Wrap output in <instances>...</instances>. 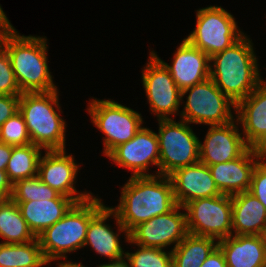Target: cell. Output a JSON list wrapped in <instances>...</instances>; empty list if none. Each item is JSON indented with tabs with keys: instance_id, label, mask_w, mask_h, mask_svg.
I'll return each mask as SVG.
<instances>
[{
	"instance_id": "cell-1",
	"label": "cell",
	"mask_w": 266,
	"mask_h": 267,
	"mask_svg": "<svg viewBox=\"0 0 266 267\" xmlns=\"http://www.w3.org/2000/svg\"><path fill=\"white\" fill-rule=\"evenodd\" d=\"M176 205L170 177L153 175L130 177L121 188L119 205L111 209L118 231L125 232L127 242L134 227L168 213Z\"/></svg>"
},
{
	"instance_id": "cell-2",
	"label": "cell",
	"mask_w": 266,
	"mask_h": 267,
	"mask_svg": "<svg viewBox=\"0 0 266 267\" xmlns=\"http://www.w3.org/2000/svg\"><path fill=\"white\" fill-rule=\"evenodd\" d=\"M0 46L7 52L21 93L51 92L57 89L47 61V39L19 35L16 29L0 34Z\"/></svg>"
},
{
	"instance_id": "cell-3",
	"label": "cell",
	"mask_w": 266,
	"mask_h": 267,
	"mask_svg": "<svg viewBox=\"0 0 266 267\" xmlns=\"http://www.w3.org/2000/svg\"><path fill=\"white\" fill-rule=\"evenodd\" d=\"M253 43L244 34L224 51L210 57V78L236 105L263 81ZM214 67V69H213Z\"/></svg>"
},
{
	"instance_id": "cell-4",
	"label": "cell",
	"mask_w": 266,
	"mask_h": 267,
	"mask_svg": "<svg viewBox=\"0 0 266 267\" xmlns=\"http://www.w3.org/2000/svg\"><path fill=\"white\" fill-rule=\"evenodd\" d=\"M58 89L22 93L19 112L23 115L31 143L43 150H64L66 122L61 118ZM57 111H56V109Z\"/></svg>"
},
{
	"instance_id": "cell-5",
	"label": "cell",
	"mask_w": 266,
	"mask_h": 267,
	"mask_svg": "<svg viewBox=\"0 0 266 267\" xmlns=\"http://www.w3.org/2000/svg\"><path fill=\"white\" fill-rule=\"evenodd\" d=\"M104 206L101 198L93 195L76 203L64 217L40 233L37 238L47 262L66 259V253L84 247L88 224Z\"/></svg>"
},
{
	"instance_id": "cell-6",
	"label": "cell",
	"mask_w": 266,
	"mask_h": 267,
	"mask_svg": "<svg viewBox=\"0 0 266 267\" xmlns=\"http://www.w3.org/2000/svg\"><path fill=\"white\" fill-rule=\"evenodd\" d=\"M159 123V175L199 162L200 140L184 120L157 119Z\"/></svg>"
},
{
	"instance_id": "cell-7",
	"label": "cell",
	"mask_w": 266,
	"mask_h": 267,
	"mask_svg": "<svg viewBox=\"0 0 266 267\" xmlns=\"http://www.w3.org/2000/svg\"><path fill=\"white\" fill-rule=\"evenodd\" d=\"M87 108L92 123L103 133L106 157L119 145L131 140L142 128L143 118L139 112L114 100L93 99Z\"/></svg>"
},
{
	"instance_id": "cell-8",
	"label": "cell",
	"mask_w": 266,
	"mask_h": 267,
	"mask_svg": "<svg viewBox=\"0 0 266 267\" xmlns=\"http://www.w3.org/2000/svg\"><path fill=\"white\" fill-rule=\"evenodd\" d=\"M189 92L184 109L181 111V120L189 124H206L209 126L225 125L233 120L231 108L236 111L233 103L209 77L182 91V99Z\"/></svg>"
},
{
	"instance_id": "cell-9",
	"label": "cell",
	"mask_w": 266,
	"mask_h": 267,
	"mask_svg": "<svg viewBox=\"0 0 266 267\" xmlns=\"http://www.w3.org/2000/svg\"><path fill=\"white\" fill-rule=\"evenodd\" d=\"M196 12V28L185 39L209 57L224 51L244 35L234 16L221 6H209Z\"/></svg>"
},
{
	"instance_id": "cell-10",
	"label": "cell",
	"mask_w": 266,
	"mask_h": 267,
	"mask_svg": "<svg viewBox=\"0 0 266 267\" xmlns=\"http://www.w3.org/2000/svg\"><path fill=\"white\" fill-rule=\"evenodd\" d=\"M188 233L218 241L232 235V196L221 194L186 203Z\"/></svg>"
},
{
	"instance_id": "cell-11",
	"label": "cell",
	"mask_w": 266,
	"mask_h": 267,
	"mask_svg": "<svg viewBox=\"0 0 266 267\" xmlns=\"http://www.w3.org/2000/svg\"><path fill=\"white\" fill-rule=\"evenodd\" d=\"M142 82L150 110L158 119H172L179 112L182 91L164 64L150 52L149 62L142 70Z\"/></svg>"
},
{
	"instance_id": "cell-12",
	"label": "cell",
	"mask_w": 266,
	"mask_h": 267,
	"mask_svg": "<svg viewBox=\"0 0 266 267\" xmlns=\"http://www.w3.org/2000/svg\"><path fill=\"white\" fill-rule=\"evenodd\" d=\"M184 207L176 205L166 214L158 215L134 227L129 232L128 243L164 249L171 244L174 249L189 233Z\"/></svg>"
},
{
	"instance_id": "cell-13",
	"label": "cell",
	"mask_w": 266,
	"mask_h": 267,
	"mask_svg": "<svg viewBox=\"0 0 266 267\" xmlns=\"http://www.w3.org/2000/svg\"><path fill=\"white\" fill-rule=\"evenodd\" d=\"M65 150H45V155L39 159L37 176L61 195L77 203L86 201L92 197V193L76 190L74 184L79 165L72 154L66 155Z\"/></svg>"
},
{
	"instance_id": "cell-14",
	"label": "cell",
	"mask_w": 266,
	"mask_h": 267,
	"mask_svg": "<svg viewBox=\"0 0 266 267\" xmlns=\"http://www.w3.org/2000/svg\"><path fill=\"white\" fill-rule=\"evenodd\" d=\"M159 141L157 133L147 127H142L136 135L117 146L107 157L117 166L132 170L131 177L153 176L148 172L151 165L158 166L159 175Z\"/></svg>"
},
{
	"instance_id": "cell-15",
	"label": "cell",
	"mask_w": 266,
	"mask_h": 267,
	"mask_svg": "<svg viewBox=\"0 0 266 267\" xmlns=\"http://www.w3.org/2000/svg\"><path fill=\"white\" fill-rule=\"evenodd\" d=\"M238 124L236 119L225 125L210 126L204 142L199 143V161L210 166L241 157L250 147L242 132L239 133Z\"/></svg>"
},
{
	"instance_id": "cell-16",
	"label": "cell",
	"mask_w": 266,
	"mask_h": 267,
	"mask_svg": "<svg viewBox=\"0 0 266 267\" xmlns=\"http://www.w3.org/2000/svg\"><path fill=\"white\" fill-rule=\"evenodd\" d=\"M265 155L249 148L241 157L208 166L219 191L229 196L249 191L254 168Z\"/></svg>"
},
{
	"instance_id": "cell-17",
	"label": "cell",
	"mask_w": 266,
	"mask_h": 267,
	"mask_svg": "<svg viewBox=\"0 0 266 267\" xmlns=\"http://www.w3.org/2000/svg\"><path fill=\"white\" fill-rule=\"evenodd\" d=\"M236 114L247 145L266 152V81L236 105Z\"/></svg>"
},
{
	"instance_id": "cell-18",
	"label": "cell",
	"mask_w": 266,
	"mask_h": 267,
	"mask_svg": "<svg viewBox=\"0 0 266 267\" xmlns=\"http://www.w3.org/2000/svg\"><path fill=\"white\" fill-rule=\"evenodd\" d=\"M151 52L169 70L174 82L181 91L210 77V57L200 49L192 46L185 38L173 55L172 65L161 60L154 51Z\"/></svg>"
},
{
	"instance_id": "cell-19",
	"label": "cell",
	"mask_w": 266,
	"mask_h": 267,
	"mask_svg": "<svg viewBox=\"0 0 266 267\" xmlns=\"http://www.w3.org/2000/svg\"><path fill=\"white\" fill-rule=\"evenodd\" d=\"M169 177L173 184L175 201L182 207L196 199L222 194L215 184L209 167L200 161L176 169Z\"/></svg>"
},
{
	"instance_id": "cell-20",
	"label": "cell",
	"mask_w": 266,
	"mask_h": 267,
	"mask_svg": "<svg viewBox=\"0 0 266 267\" xmlns=\"http://www.w3.org/2000/svg\"><path fill=\"white\" fill-rule=\"evenodd\" d=\"M227 267H266L264 235H231L218 241Z\"/></svg>"
},
{
	"instance_id": "cell-21",
	"label": "cell",
	"mask_w": 266,
	"mask_h": 267,
	"mask_svg": "<svg viewBox=\"0 0 266 267\" xmlns=\"http://www.w3.org/2000/svg\"><path fill=\"white\" fill-rule=\"evenodd\" d=\"M113 217V210L106 205L90 220L84 246L90 245L99 255L108 257L110 263H124L125 253L120 244L119 234L114 233L106 220Z\"/></svg>"
},
{
	"instance_id": "cell-22",
	"label": "cell",
	"mask_w": 266,
	"mask_h": 267,
	"mask_svg": "<svg viewBox=\"0 0 266 267\" xmlns=\"http://www.w3.org/2000/svg\"><path fill=\"white\" fill-rule=\"evenodd\" d=\"M76 203L74 199L61 194L51 200L16 202L22 217L36 237L64 217Z\"/></svg>"
},
{
	"instance_id": "cell-23",
	"label": "cell",
	"mask_w": 266,
	"mask_h": 267,
	"mask_svg": "<svg viewBox=\"0 0 266 267\" xmlns=\"http://www.w3.org/2000/svg\"><path fill=\"white\" fill-rule=\"evenodd\" d=\"M266 208L249 191L232 196V235H264Z\"/></svg>"
},
{
	"instance_id": "cell-24",
	"label": "cell",
	"mask_w": 266,
	"mask_h": 267,
	"mask_svg": "<svg viewBox=\"0 0 266 267\" xmlns=\"http://www.w3.org/2000/svg\"><path fill=\"white\" fill-rule=\"evenodd\" d=\"M215 238L188 234L172 252V267H201L218 246Z\"/></svg>"
},
{
	"instance_id": "cell-25",
	"label": "cell",
	"mask_w": 266,
	"mask_h": 267,
	"mask_svg": "<svg viewBox=\"0 0 266 267\" xmlns=\"http://www.w3.org/2000/svg\"><path fill=\"white\" fill-rule=\"evenodd\" d=\"M0 237L4 238L2 243L5 244L26 243L37 238L11 198L0 200Z\"/></svg>"
},
{
	"instance_id": "cell-26",
	"label": "cell",
	"mask_w": 266,
	"mask_h": 267,
	"mask_svg": "<svg viewBox=\"0 0 266 267\" xmlns=\"http://www.w3.org/2000/svg\"><path fill=\"white\" fill-rule=\"evenodd\" d=\"M45 259L38 238L18 244L0 243V267H41Z\"/></svg>"
},
{
	"instance_id": "cell-27",
	"label": "cell",
	"mask_w": 266,
	"mask_h": 267,
	"mask_svg": "<svg viewBox=\"0 0 266 267\" xmlns=\"http://www.w3.org/2000/svg\"><path fill=\"white\" fill-rule=\"evenodd\" d=\"M42 148L34 144L13 146L6 167L9 181L14 184L19 180L37 176L38 163Z\"/></svg>"
},
{
	"instance_id": "cell-28",
	"label": "cell",
	"mask_w": 266,
	"mask_h": 267,
	"mask_svg": "<svg viewBox=\"0 0 266 267\" xmlns=\"http://www.w3.org/2000/svg\"><path fill=\"white\" fill-rule=\"evenodd\" d=\"M60 193L42 182L38 176L17 181L12 186L11 199L15 202L56 199Z\"/></svg>"
},
{
	"instance_id": "cell-29",
	"label": "cell",
	"mask_w": 266,
	"mask_h": 267,
	"mask_svg": "<svg viewBox=\"0 0 266 267\" xmlns=\"http://www.w3.org/2000/svg\"><path fill=\"white\" fill-rule=\"evenodd\" d=\"M137 246L136 252L125 253L124 264L126 267H172L171 251L167 252L161 248Z\"/></svg>"
},
{
	"instance_id": "cell-30",
	"label": "cell",
	"mask_w": 266,
	"mask_h": 267,
	"mask_svg": "<svg viewBox=\"0 0 266 267\" xmlns=\"http://www.w3.org/2000/svg\"><path fill=\"white\" fill-rule=\"evenodd\" d=\"M0 142L12 146L31 144V138L24 117L19 111L1 125Z\"/></svg>"
},
{
	"instance_id": "cell-31",
	"label": "cell",
	"mask_w": 266,
	"mask_h": 267,
	"mask_svg": "<svg viewBox=\"0 0 266 267\" xmlns=\"http://www.w3.org/2000/svg\"><path fill=\"white\" fill-rule=\"evenodd\" d=\"M7 52L0 46V95H21Z\"/></svg>"
},
{
	"instance_id": "cell-32",
	"label": "cell",
	"mask_w": 266,
	"mask_h": 267,
	"mask_svg": "<svg viewBox=\"0 0 266 267\" xmlns=\"http://www.w3.org/2000/svg\"><path fill=\"white\" fill-rule=\"evenodd\" d=\"M266 155L254 168L249 192L253 194L266 208Z\"/></svg>"
},
{
	"instance_id": "cell-33",
	"label": "cell",
	"mask_w": 266,
	"mask_h": 267,
	"mask_svg": "<svg viewBox=\"0 0 266 267\" xmlns=\"http://www.w3.org/2000/svg\"><path fill=\"white\" fill-rule=\"evenodd\" d=\"M20 95H0V127L19 111Z\"/></svg>"
},
{
	"instance_id": "cell-34",
	"label": "cell",
	"mask_w": 266,
	"mask_h": 267,
	"mask_svg": "<svg viewBox=\"0 0 266 267\" xmlns=\"http://www.w3.org/2000/svg\"><path fill=\"white\" fill-rule=\"evenodd\" d=\"M201 267H227L224 253L219 246L210 253Z\"/></svg>"
},
{
	"instance_id": "cell-35",
	"label": "cell",
	"mask_w": 266,
	"mask_h": 267,
	"mask_svg": "<svg viewBox=\"0 0 266 267\" xmlns=\"http://www.w3.org/2000/svg\"><path fill=\"white\" fill-rule=\"evenodd\" d=\"M13 184L9 181L6 171L0 170V200L11 198Z\"/></svg>"
},
{
	"instance_id": "cell-36",
	"label": "cell",
	"mask_w": 266,
	"mask_h": 267,
	"mask_svg": "<svg viewBox=\"0 0 266 267\" xmlns=\"http://www.w3.org/2000/svg\"><path fill=\"white\" fill-rule=\"evenodd\" d=\"M13 150L12 145L0 142V170L5 171Z\"/></svg>"
},
{
	"instance_id": "cell-37",
	"label": "cell",
	"mask_w": 266,
	"mask_h": 267,
	"mask_svg": "<svg viewBox=\"0 0 266 267\" xmlns=\"http://www.w3.org/2000/svg\"><path fill=\"white\" fill-rule=\"evenodd\" d=\"M12 29H14L13 25L10 23V20H8L7 15L0 6V30L3 32Z\"/></svg>"
},
{
	"instance_id": "cell-38",
	"label": "cell",
	"mask_w": 266,
	"mask_h": 267,
	"mask_svg": "<svg viewBox=\"0 0 266 267\" xmlns=\"http://www.w3.org/2000/svg\"><path fill=\"white\" fill-rule=\"evenodd\" d=\"M58 266L57 267H85L82 265V263L80 262L79 264L78 263H73V262H69V261H63V262H60L58 261Z\"/></svg>"
},
{
	"instance_id": "cell-39",
	"label": "cell",
	"mask_w": 266,
	"mask_h": 267,
	"mask_svg": "<svg viewBox=\"0 0 266 267\" xmlns=\"http://www.w3.org/2000/svg\"><path fill=\"white\" fill-rule=\"evenodd\" d=\"M97 267H126L124 263L121 264H102Z\"/></svg>"
}]
</instances>
